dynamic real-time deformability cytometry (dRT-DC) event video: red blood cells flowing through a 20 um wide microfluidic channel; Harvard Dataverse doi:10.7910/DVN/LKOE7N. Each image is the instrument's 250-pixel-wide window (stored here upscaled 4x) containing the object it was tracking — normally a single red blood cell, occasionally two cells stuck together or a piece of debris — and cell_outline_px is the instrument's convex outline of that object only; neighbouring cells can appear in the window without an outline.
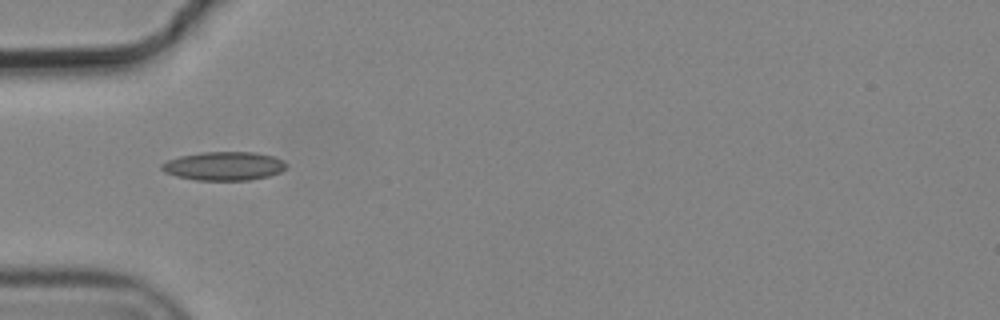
{"species": "common noctule bat (a hibernating species)", "species_latin": "Nyctalus noctula", "temperature_condition": "cold", "stored_images_in_passage": 9, "camera_frame_rate_fps": 3000, "um_per_image_px": 0.085, "animal": {"sex": "male", "body_mass_g": 19.2, "forearm_length_mm": 51.8}, "frame": {"image": 1, "passage_image": 5, "time_ms": 1.333, "image_size_px": [1000, 320], "cell_outline_px": [[288, 164], [280, 172], [268, 176], [248, 180], [196, 180], [176, 176], [164, 172], [160, 168], [160, 164], [168, 160], [180, 156], [200, 152], [256, 152], [272, 156], [284, 160]], "centroid_in_image_um": [19.02, 14.11], "position_along_channel_um": 66.0, "area_um2": 20.87}}
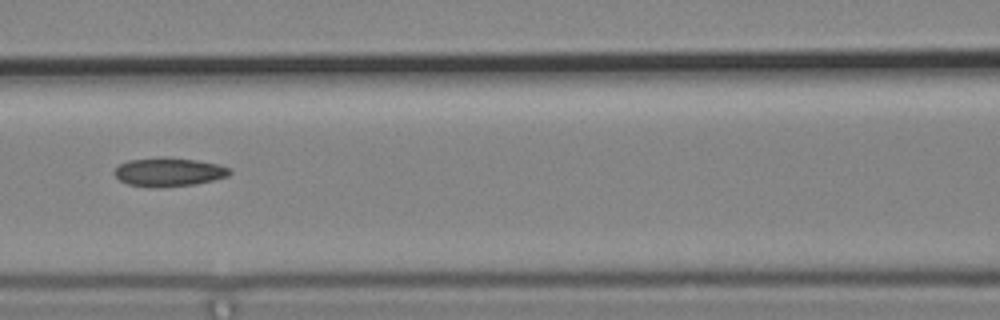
{"frame": {"image": 2, "passage_image": 7, "time_ms": 2.0, "image_size_px": [1000, 320], "cell_outline_px": [[232, 172], [228, 176], [196, 184], [164, 188], [152, 188], [128, 184], [120, 180], [112, 172], [120, 164], [128, 160], [164, 156], [196, 160], [220, 164], [228, 168]], "centroid_in_image_um": [14.33, 14.62], "position_along_channel_um": 152.3, "area_um2": 19.59}}
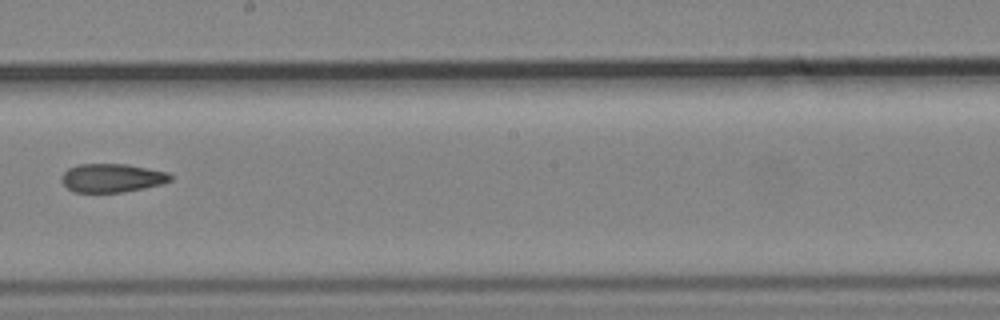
{"frame": {"image": 3, "passage_image": 9, "time_ms": 2.667, "image_size_px": [1000, 320], "cell_outline_px": [[172, 180], [160, 184], [144, 188], [120, 192], [76, 192], [68, 188], [60, 180], [60, 176], [68, 168], [80, 164], [128, 164], [168, 172], [172, 176]], "centroid_in_image_um": [9.51, 15.11], "position_along_channel_um": 238.7, "area_um2": 18.09}}